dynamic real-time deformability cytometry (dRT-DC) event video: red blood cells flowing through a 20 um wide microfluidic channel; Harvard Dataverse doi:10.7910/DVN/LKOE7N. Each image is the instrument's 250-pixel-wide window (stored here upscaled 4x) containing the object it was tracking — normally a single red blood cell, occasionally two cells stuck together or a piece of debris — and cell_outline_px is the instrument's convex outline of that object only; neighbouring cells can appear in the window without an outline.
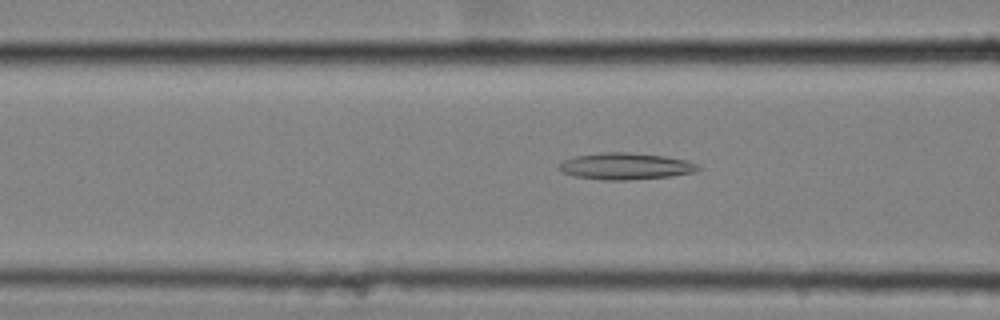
{"species": "common noctule bat (a hibernating species)", "species_latin": "Nyctalus noctula", "temperature_condition": "cold", "stored_images_in_passage": 10, "camera_frame_rate_fps": 3000, "um_per_image_px": 0.085, "animal": {"sex": "female", "body_mass_g": 25.1}, "frame": {"image": 1, "passage_image": 7, "time_ms": 2.0, "image_size_px": [1000, 320], "cell_outline_px": [[700, 168], [696, 172], [672, 176], [628, 180], [604, 180], [576, 176], [564, 172], [556, 168], [564, 160], [576, 156], [600, 152], [628, 152], [664, 156], [684, 160], [696, 164]], "centroid_in_image_um": [53.17, 14.13], "position_along_channel_um": 113.4, "area_um2": 21.44}}